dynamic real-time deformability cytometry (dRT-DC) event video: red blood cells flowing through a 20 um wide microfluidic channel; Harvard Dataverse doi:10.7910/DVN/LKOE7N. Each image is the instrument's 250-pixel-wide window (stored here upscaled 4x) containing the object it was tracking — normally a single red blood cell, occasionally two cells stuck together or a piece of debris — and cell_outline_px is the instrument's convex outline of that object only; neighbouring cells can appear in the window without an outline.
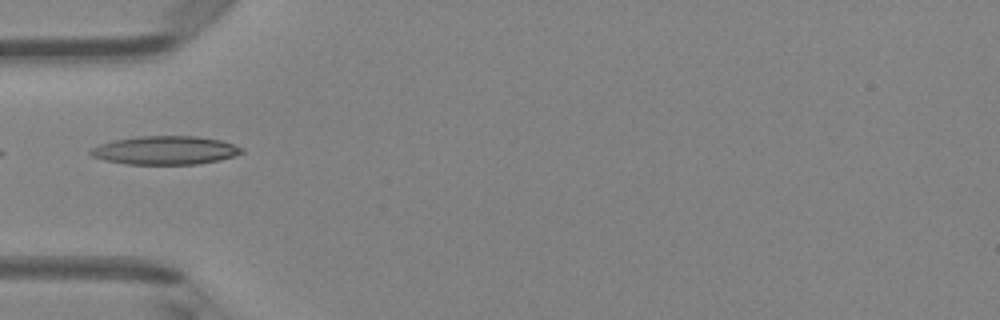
{"species": "Egyptian fruit bat (a non-hibernating species)", "species_latin": "Rousettus aegyptiacus", "temperature_condition": "room temperature", "stored_images_in_passage": 5, "camera_frame_rate_fps": 3000, "um_per_image_px": 0.085, "animal": {"sex": "female"}, "frame": {"image": 1, "passage_image": 4, "time_ms": 4.333, "image_size_px": [1000, 320], "cell_outline_px": [[244, 152], [220, 160], [200, 164], [128, 164], [104, 160], [92, 156], [88, 152], [92, 148], [100, 144], [116, 140], [140, 136], [196, 136], [220, 140], [244, 148]], "centroid_in_image_um": [14.06, 12.78], "position_along_channel_um": 70.9, "area_um2": 24.97}}
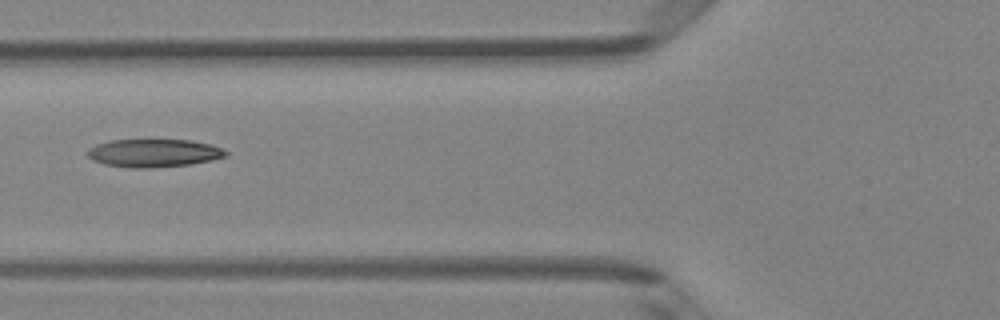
{"frame": {"image": 2, "passage_image": 5, "time_ms": 5.333, "image_size_px": [1000, 320], "cell_outline_px": [[228, 156], [212, 160], [188, 164], [148, 168], [132, 168], [104, 164], [92, 160], [88, 156], [88, 148], [96, 144], [112, 140], [188, 140], [212, 144], [228, 152]], "centroid_in_image_um": [13.07, 13.01], "position_along_channel_um": 112.7, "area_um2": 22.48}}